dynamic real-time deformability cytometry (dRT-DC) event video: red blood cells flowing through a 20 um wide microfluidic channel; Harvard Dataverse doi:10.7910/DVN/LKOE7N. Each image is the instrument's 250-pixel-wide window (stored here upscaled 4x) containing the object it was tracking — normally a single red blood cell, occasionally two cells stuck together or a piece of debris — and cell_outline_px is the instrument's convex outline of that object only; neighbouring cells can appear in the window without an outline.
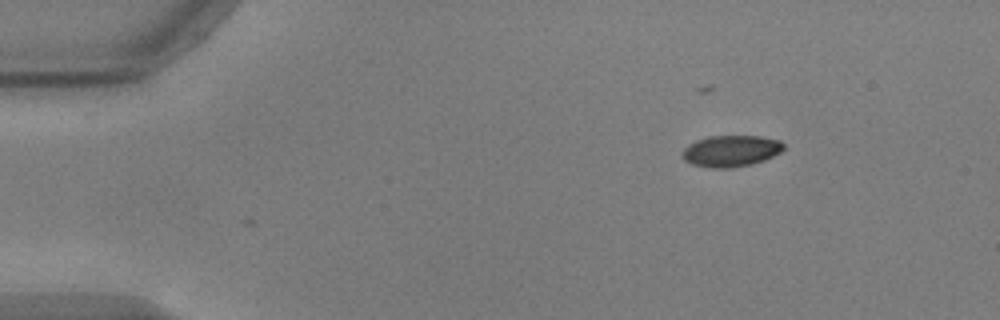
{"species": "common noctule bat (a hibernating species)", "species_latin": "Nyctalus noctula", "temperature_condition": "warm", "stored_images_in_passage": 7, "camera_frame_rate_fps": 3000, "um_per_image_px": 0.085, "animal": {"sex": "male", "body_mass_g": 17.9, "forearm_length_mm": 54.2}, "frame": {"image": 1, "passage_image": 7, "time_ms": 2.0, "image_size_px": [1000, 320], "cell_outline_px": [[784, 148], [780, 152], [764, 160], [752, 164], [732, 168], [708, 168], [692, 164], [684, 160], [680, 156], [684, 148], [688, 144], [696, 140], [708, 136], [760, 136], [780, 140], [784, 144]], "centroid_in_image_um": [62.1, 12.83], "position_along_channel_um": 22.9, "area_um2": 18.73}}